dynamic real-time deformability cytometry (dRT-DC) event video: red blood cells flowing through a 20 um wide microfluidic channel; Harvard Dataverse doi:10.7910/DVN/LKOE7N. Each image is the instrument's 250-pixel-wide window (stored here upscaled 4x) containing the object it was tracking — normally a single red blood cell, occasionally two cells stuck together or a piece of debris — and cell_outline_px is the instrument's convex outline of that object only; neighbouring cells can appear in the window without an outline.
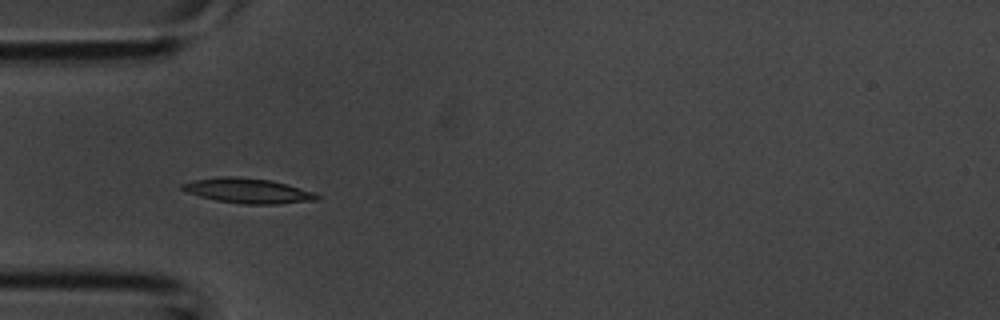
{"species": "common noctule bat (a hibernating species)", "species_latin": "Nyctalus noctula", "temperature_condition": "room temperature", "stored_images_in_passage": 4, "camera_frame_rate_fps": 3000, "um_per_image_px": 0.085, "animal": {"sex": "male", "body_mass_g": 20.1, "forearm_length_mm": 53.5}, "frame": {"image": 1, "passage_image": 3, "time_ms": 0.667, "image_size_px": [1000, 320], "cell_outline_px": [[324, 196], [320, 200], [276, 204], [244, 204], [216, 200], [200, 196], [188, 192], [180, 188], [180, 184], [192, 180], [220, 176], [236, 176], [268, 180], [284, 184], [312, 192]], "centroid_in_image_um": [21.06, 16.21], "position_along_channel_um": 63.9, "area_um2": 19.48}}
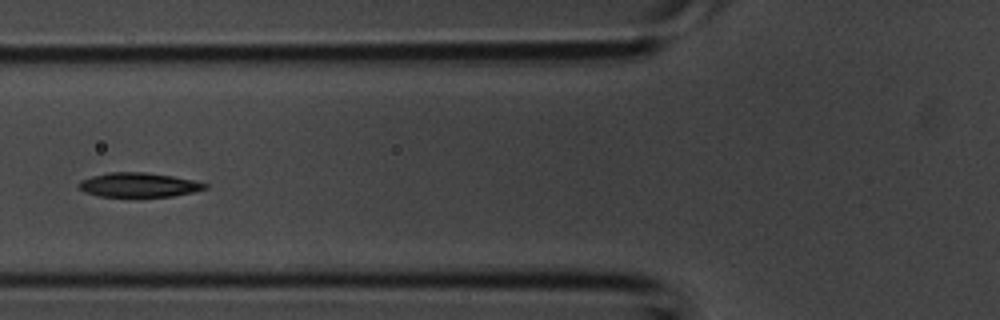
{"frame": {"image": 2, "passage_image": 4, "time_ms": 1.0, "image_size_px": [1000, 320], "cell_outline_px": [[208, 188], [192, 192], [172, 196], [100, 196], [84, 192], [76, 184], [80, 180], [92, 176], [108, 172], [144, 172], [172, 176], [196, 180], [208, 184]], "centroid_in_image_um": [11.79, 15.7], "position_along_channel_um": 114.0, "area_um2": 17.86}}